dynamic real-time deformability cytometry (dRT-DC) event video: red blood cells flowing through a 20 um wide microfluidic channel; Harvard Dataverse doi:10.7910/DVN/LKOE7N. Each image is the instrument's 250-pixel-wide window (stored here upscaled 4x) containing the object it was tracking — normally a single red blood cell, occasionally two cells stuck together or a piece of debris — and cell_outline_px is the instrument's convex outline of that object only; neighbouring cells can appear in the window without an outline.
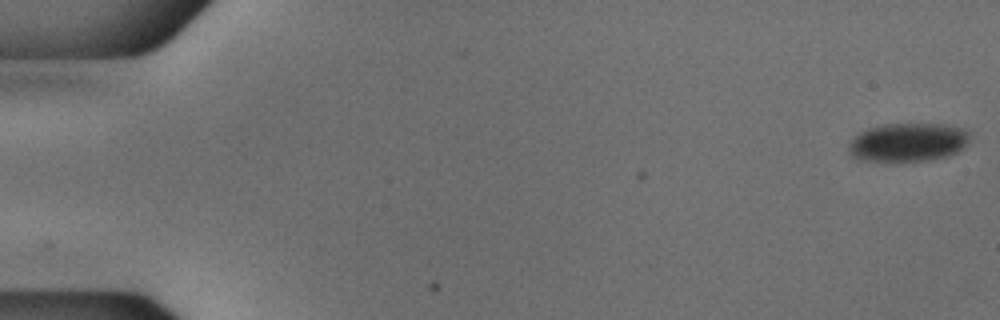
{"species": "common noctule bat (a hibernating species)", "species_latin": "Nyctalus noctula", "temperature_condition": "cold", "stored_images_in_passage": 54, "camera_frame_rate_fps": 3000, "um_per_image_px": 0.085, "animal": {"sex": "male", "body_mass_g": 18.8}, "frame": {"image": 1, "passage_image": 1, "time_ms": 0.0, "image_size_px": [1000, 320], "cell_outline_px": [[968, 140], [964, 148], [948, 156], [932, 160], [864, 160], [852, 156], [848, 152], [848, 148], [852, 140], [860, 132], [868, 128], [884, 124], [944, 124], [964, 128], [968, 132]], "centroid_in_image_um": [77.2, 12.08], "position_along_channel_um": 7.8, "area_um2": 26.93}}
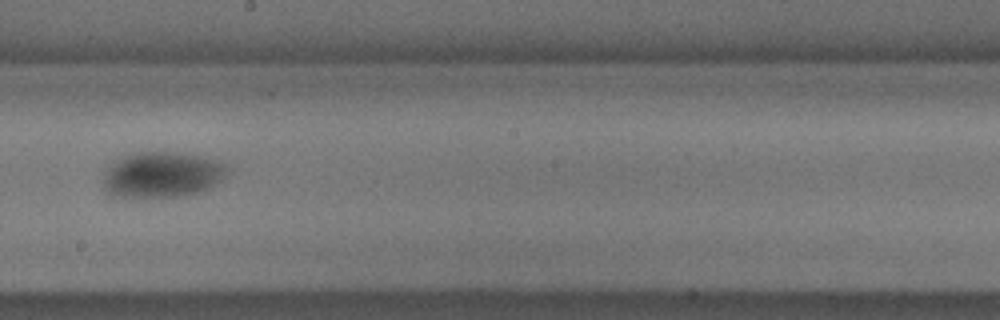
{"frame": {"image": 2, "passage_image": 31, "time_ms": 10.0, "image_size_px": [1000, 320], "cell_outline_px": [[232, 168], [220, 180], [208, 188], [196, 192], [176, 196], [112, 196], [104, 188], [104, 180], [108, 168], [116, 160], [124, 156], [136, 152], [176, 152], [224, 160]], "centroid_in_image_um": [13.85, 14.81], "position_along_channel_um": 234.3, "area_um2": 32.77}}
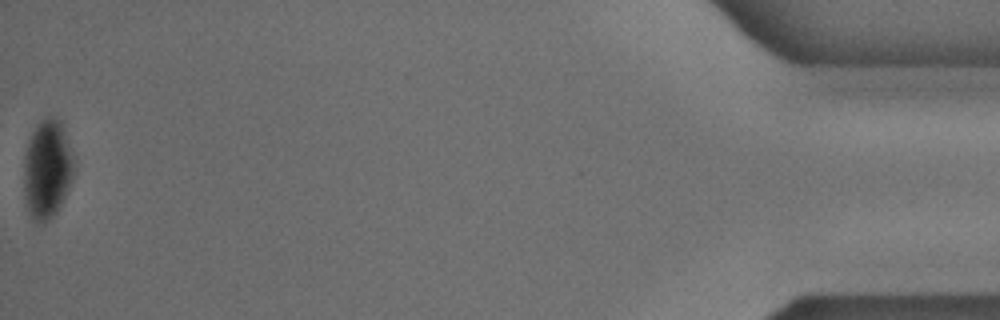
{"frame": {"image": 3, "passage_image": 54, "time_ms": 17.667, "image_size_px": [1000, 320], "cell_outline_px": [[72, 176], [68, 188], [56, 212], [40, 224], [36, 224], [32, 220], [24, 196], [24, 156], [28, 140], [36, 124], [48, 116], [56, 116], [60, 120], [64, 128], [72, 152]], "centroid_in_image_um": [3.98, 14.34], "position_along_channel_um": 431.2, "area_um2": 28.61}}